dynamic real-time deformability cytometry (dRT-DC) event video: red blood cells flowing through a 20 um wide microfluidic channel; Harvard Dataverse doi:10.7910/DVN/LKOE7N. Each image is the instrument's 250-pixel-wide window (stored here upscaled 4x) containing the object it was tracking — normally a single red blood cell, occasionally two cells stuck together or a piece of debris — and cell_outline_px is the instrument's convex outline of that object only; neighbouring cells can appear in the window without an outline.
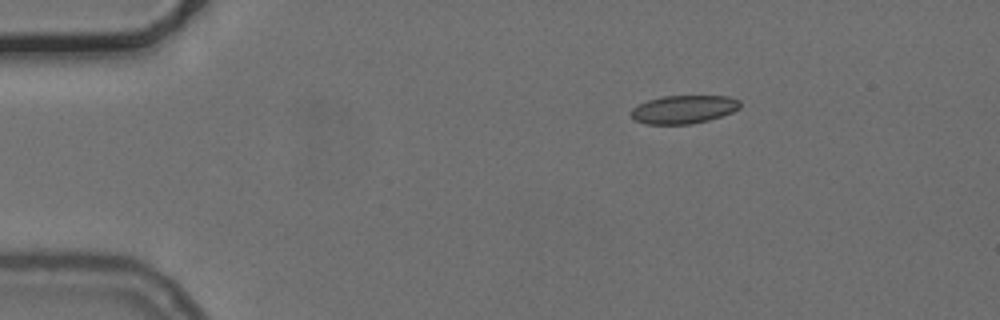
{"species": "common noctule bat (a hibernating species)", "species_latin": "Nyctalus noctula", "temperature_condition": "cold", "stored_images_in_passage": 15, "camera_frame_rate_fps": 3000, "um_per_image_px": 0.085, "animal": {"sex": "female", "body_mass_g": 24.6, "forearm_length_mm": 56.2}, "frame": {"image": 1, "passage_image": 1, "time_ms": 0.0, "image_size_px": [1000, 320], "cell_outline_px": [[740, 108], [732, 112], [708, 120], [692, 124], [648, 124], [636, 120], [632, 116], [632, 108], [648, 100], [664, 96], [728, 96], [740, 100]], "centroid_in_image_um": [58.14, 9.29], "position_along_channel_um": 26.9, "area_um2": 17.74}}
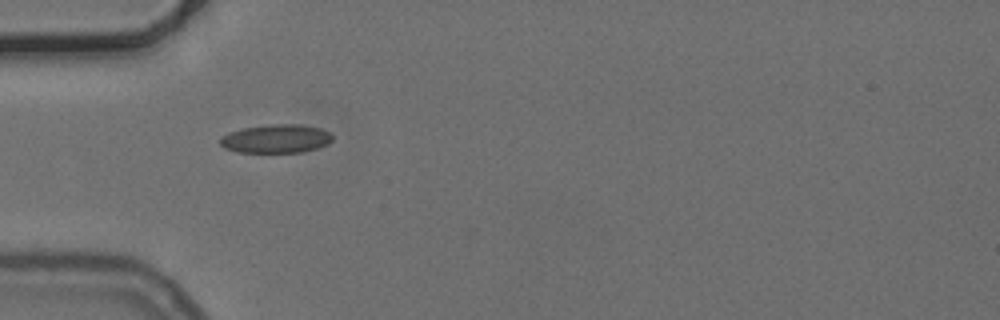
{"frame": {"image": 2, "passage_image": 9, "time_ms": 2.667, "image_size_px": [1000, 320], "cell_outline_px": [[332, 140], [328, 144], [304, 152], [236, 152], [224, 148], [220, 144], [220, 136], [228, 132], [244, 128], [272, 124], [300, 124], [320, 128], [332, 132]], "centroid_in_image_um": [23.47, 11.79], "position_along_channel_um": 61.5, "area_um2": 18.84}}
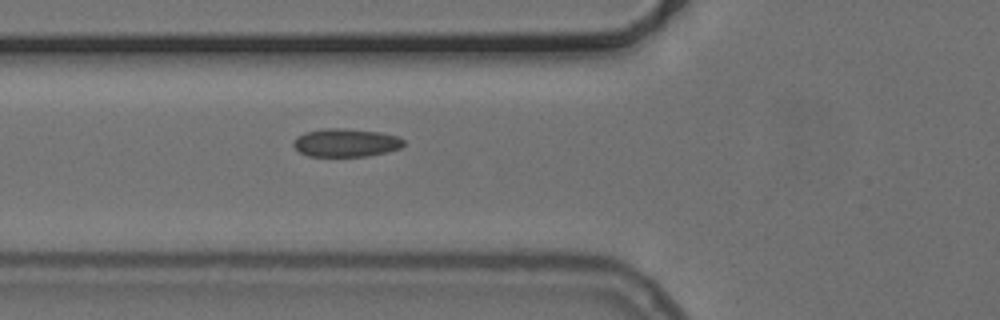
{"frame": {"image": 3, "passage_image": 12, "time_ms": 3.667, "image_size_px": [1000, 320], "cell_outline_px": [[404, 144], [400, 148], [388, 152], [368, 156], [308, 156], [300, 152], [292, 144], [296, 136], [304, 132], [324, 128], [344, 128], [380, 132], [396, 136], [404, 140]], "centroid_in_image_um": [29.38, 12.12], "position_along_channel_um": 96.4, "area_um2": 18.21}}